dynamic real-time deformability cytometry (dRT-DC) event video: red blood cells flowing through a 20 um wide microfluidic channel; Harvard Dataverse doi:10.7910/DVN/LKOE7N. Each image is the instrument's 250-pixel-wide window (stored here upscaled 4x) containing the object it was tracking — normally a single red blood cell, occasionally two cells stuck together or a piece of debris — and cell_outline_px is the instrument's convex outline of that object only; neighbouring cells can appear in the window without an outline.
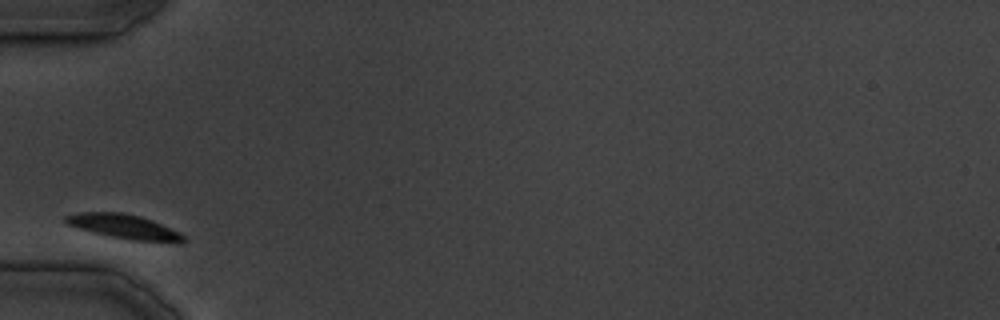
{"species": "common noctule bat (a hibernating species)", "species_latin": "Nyctalus noctula", "temperature_condition": "cold", "stored_images_in_passage": 22, "camera_frame_rate_fps": 3000, "um_per_image_px": 0.085, "animal": {"sex": "male", "body_mass_g": 19.5, "forearm_length_mm": 54.6}, "frame": {"image": 1, "passage_image": 1, "time_ms": 0.0, "image_size_px": [1000, 320], "cell_outline_px": [[188, 240], [180, 244], [176, 244], [136, 240], [112, 236], [92, 232], [76, 228], [64, 224], [64, 216], [76, 212], [124, 212], [140, 216], [152, 220], [180, 232], [188, 236]], "centroid_in_image_um": [10.61, 19.27], "position_along_channel_um": 74.4, "area_um2": 17.28}}
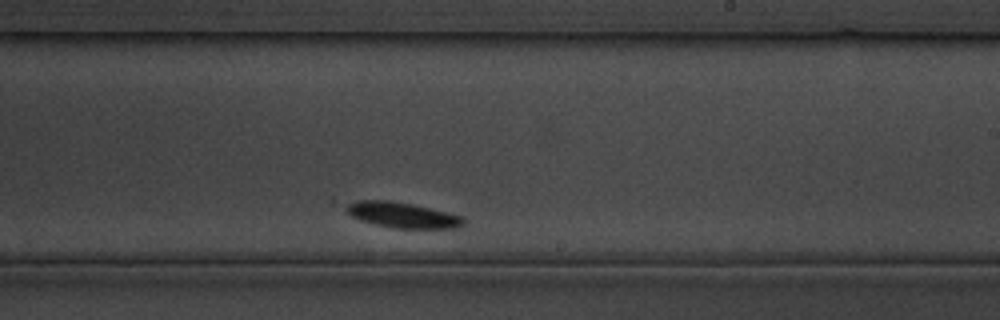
{"frame": {"image": 2, "passage_image": 13, "time_ms": 15.0, "image_size_px": [1000, 320], "cell_outline_px": [[464, 224], [460, 228], [392, 228], [372, 224], [360, 220], [352, 216], [344, 208], [348, 204], [356, 200], [392, 200], [412, 204], [464, 216]], "centroid_in_image_um": [34.21, 18.28], "position_along_channel_um": 254.8, "area_um2": 17.57}}